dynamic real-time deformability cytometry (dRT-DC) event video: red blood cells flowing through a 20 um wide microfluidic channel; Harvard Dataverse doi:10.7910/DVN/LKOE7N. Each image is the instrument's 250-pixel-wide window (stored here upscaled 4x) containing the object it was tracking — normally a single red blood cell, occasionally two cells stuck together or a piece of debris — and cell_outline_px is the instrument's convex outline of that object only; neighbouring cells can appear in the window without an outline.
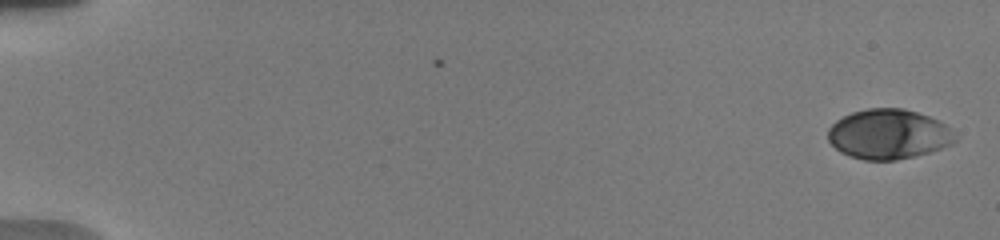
{"species": "human", "species_latin": "Homo sapiens", "temperature_condition": "warm", "stored_images_in_passage": 5, "camera_frame_rate_fps": 3000, "um_per_image_px": 0.085, "donor": {"sex": "male"}, "frame": {"image": 1, "passage_image": 1, "time_ms": 0.0, "image_size_px": [1000, 240], "cell_outline_px": [[956, 140], [952, 144], [916, 156], [896, 160], [864, 160], [840, 152], [828, 140], [828, 128], [836, 120], [852, 112], [868, 108], [904, 108], [928, 116], [952, 128], [956, 136]], "centroid_in_image_um": [75.53, 11.4], "position_along_channel_um": 9.5, "area_um2": 36.88}}